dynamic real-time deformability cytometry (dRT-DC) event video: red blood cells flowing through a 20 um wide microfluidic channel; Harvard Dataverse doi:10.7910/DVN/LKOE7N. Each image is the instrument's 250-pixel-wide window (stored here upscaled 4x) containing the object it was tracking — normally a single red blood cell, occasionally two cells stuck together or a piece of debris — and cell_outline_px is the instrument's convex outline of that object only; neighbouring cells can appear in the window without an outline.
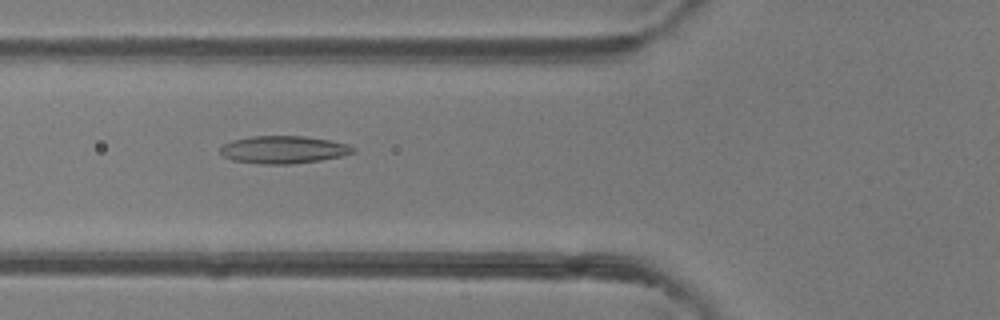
{"species": "common noctule bat (a hibernating species)", "species_latin": "Nyctalus noctula", "temperature_condition": "room temperature", "stored_images_in_passage": 41, "camera_frame_rate_fps": 3000, "um_per_image_px": 0.085, "animal": {"sex": "female"}, "frame": {"image": 1, "passage_image": 11, "time_ms": 3.333, "image_size_px": [1000, 320], "cell_outline_px": [[356, 152], [344, 156], [320, 160], [292, 164], [264, 164], [232, 160], [224, 156], [220, 152], [220, 148], [224, 144], [232, 140], [252, 136], [304, 136], [328, 140], [348, 144], [356, 148]], "centroid_in_image_um": [24.13, 12.72], "position_along_channel_um": 101.7, "area_um2": 21.39}}
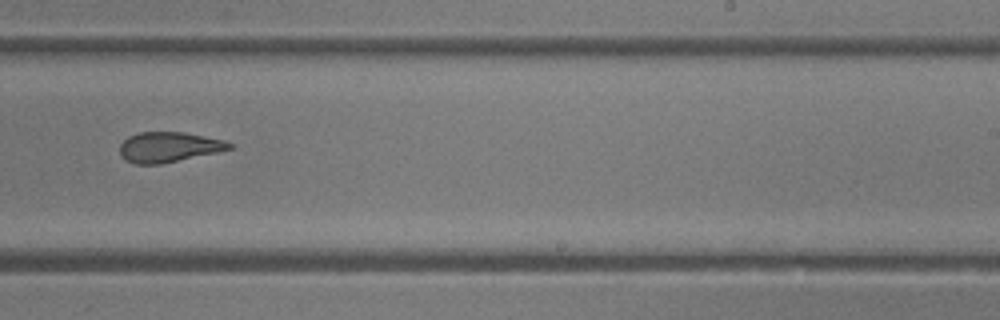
{"frame": {"image": 2, "passage_image": 23, "time_ms": 7.333, "image_size_px": [1000, 320], "cell_outline_px": [[232, 148], [216, 152], [160, 164], [136, 164], [124, 160], [120, 156], [120, 144], [128, 136], [140, 132], [184, 132], [224, 140], [232, 144]], "centroid_in_image_um": [14.29, 12.5], "position_along_channel_um": 274.7, "area_um2": 19.13}}
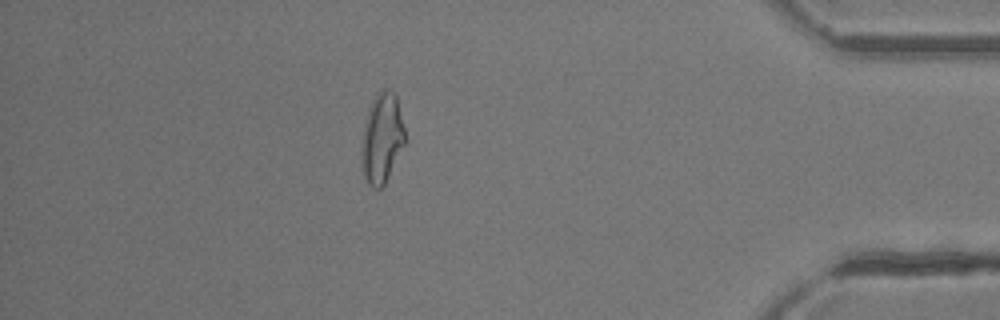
{"frame": {"image": 3, "passage_image": 35, "time_ms": 11.333, "image_size_px": [1000, 320], "cell_outline_px": [[404, 144], [384, 184], [380, 188], [372, 188], [368, 184], [364, 176], [364, 132], [368, 112], [372, 100], [380, 92], [388, 88], [396, 96], [404, 128]], "centroid_in_image_um": [32.5, 11.74], "position_along_channel_um": 402.7, "area_um2": 21.39}, "authors_computed_cell_mechanics": {"area_um2": 21.4438, "velocity_mm_per_s": 4.3137, "shape_relaxation_time_tau1_ms": 8.4991, "shape_relaxation_time_tau2_ms": 2.7542, "deformation_change_tau1": 0.2256, "deformation_change_tau2": 0.1115}}